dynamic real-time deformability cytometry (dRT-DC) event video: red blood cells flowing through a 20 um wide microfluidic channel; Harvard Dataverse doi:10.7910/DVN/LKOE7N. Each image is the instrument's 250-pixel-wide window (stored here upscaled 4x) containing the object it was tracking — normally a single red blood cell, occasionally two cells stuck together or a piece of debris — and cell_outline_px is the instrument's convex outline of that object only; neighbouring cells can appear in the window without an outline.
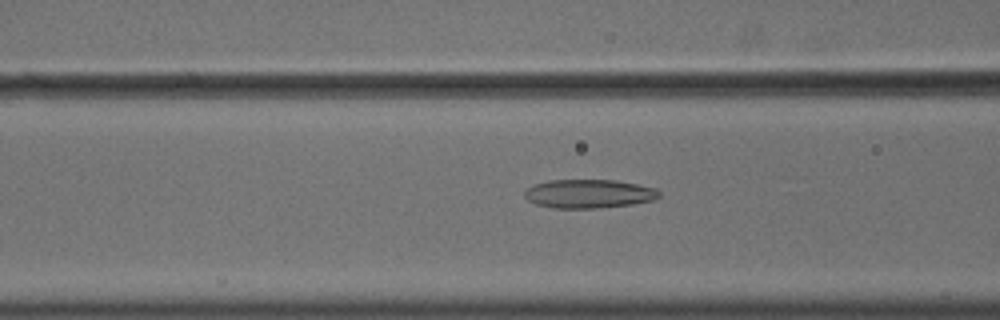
{"species": "common noctule bat (a hibernating species)", "species_latin": "Nyctalus noctula", "temperature_condition": "cold", "stored_images_in_passage": 51, "camera_frame_rate_fps": 3000, "um_per_image_px": 0.085, "animal": {"sex": "male", "body_mass_g": 18.8}, "frame": {"image": 1, "passage_image": 18, "time_ms": 5.667, "image_size_px": [1000, 320], "cell_outline_px": [[660, 196], [652, 200], [632, 204], [600, 208], [552, 208], [536, 204], [528, 200], [524, 196], [524, 188], [532, 184], [548, 180], [616, 180], [656, 188], [660, 192]], "centroid_in_image_um": [50.0, 16.46], "position_along_channel_um": 116.6, "area_um2": 22.72}}
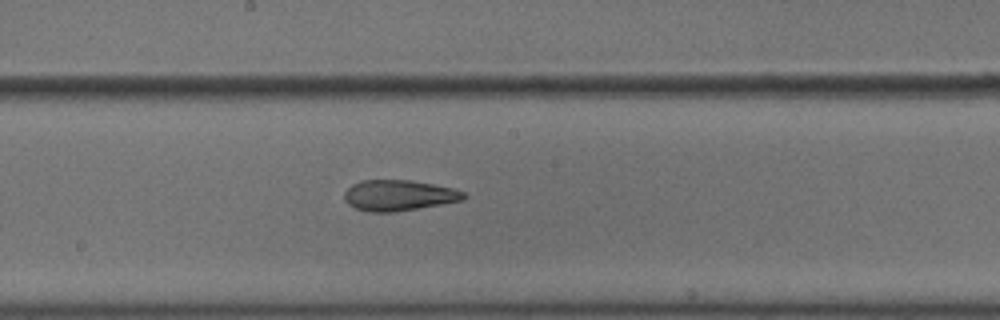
{"frame": {"image": 2, "passage_image": 26, "time_ms": 8.333, "image_size_px": [1000, 320], "cell_outline_px": [[468, 196], [464, 200], [396, 212], [368, 212], [356, 208], [348, 204], [344, 200], [344, 192], [352, 184], [360, 180], [412, 180], [452, 188], [464, 192]], "centroid_in_image_um": [33.88, 16.61], "position_along_channel_um": 214.3, "area_um2": 21.5}}
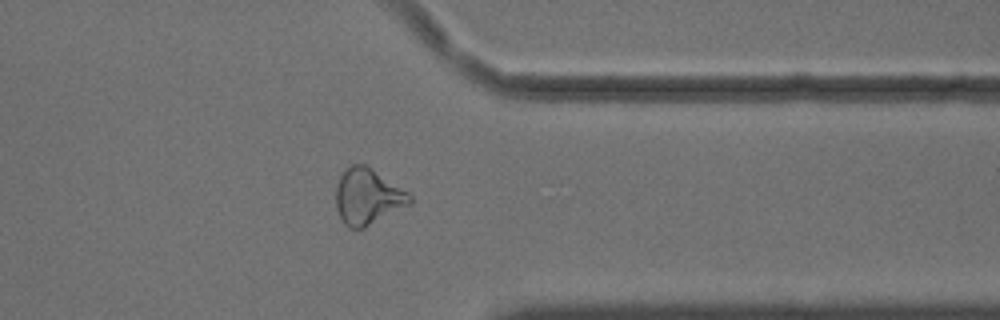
{"frame": {"image": 3, "passage_image": 40, "time_ms": 13.0, "image_size_px": [1000, 320], "cell_outline_px": [[412, 204], [364, 228], [348, 228], [344, 224], [336, 208], [336, 184], [340, 176], [352, 164], [364, 164], [408, 192], [412, 196]], "centroid_in_image_um": [31.25, 16.74], "position_along_channel_um": 380.1, "area_um2": 23.93}, "authors_computed_cell_mechanics": {"area_um2": 23.3512, "velocity_mm_per_s": 3.6516, "shape_relaxation_time_tau1_ms": 7.7825, "shape_relaxation_time_tau2_ms": 4.0763, "deformation_change_tau1": 0.1897, "deformation_change_tau2": 0.1289}}